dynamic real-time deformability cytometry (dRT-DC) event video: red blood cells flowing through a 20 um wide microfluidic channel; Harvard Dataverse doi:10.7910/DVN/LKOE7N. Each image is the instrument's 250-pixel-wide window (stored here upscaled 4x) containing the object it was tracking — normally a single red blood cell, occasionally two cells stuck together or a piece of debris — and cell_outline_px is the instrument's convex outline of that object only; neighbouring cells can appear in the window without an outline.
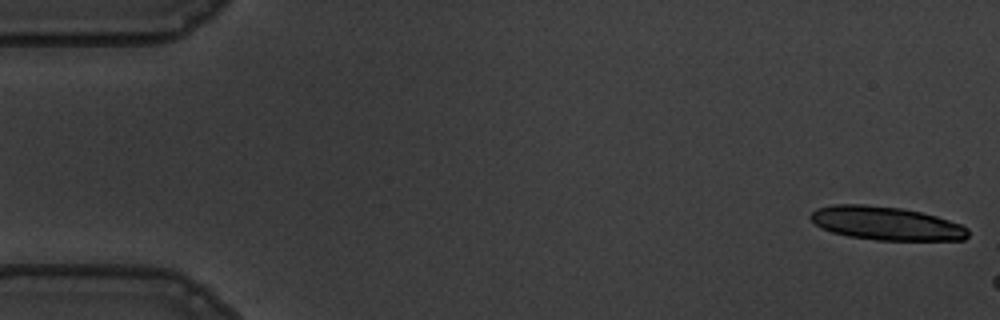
{"species": "common noctule bat (a hibernating species)", "species_latin": "Nyctalus noctula", "temperature_condition": "warm", "stored_images_in_passage": 7, "camera_frame_rate_fps": 3000, "um_per_image_px": 0.085, "animal": {"sex": "male", "body_mass_g": 19.5, "forearm_length_mm": 54.6}, "frame": {"image": 1, "passage_image": 1, "time_ms": 0.0, "image_size_px": [1000, 320], "cell_outline_px": [[968, 236], [964, 240], [876, 240], [848, 236], [832, 232], [820, 228], [808, 216], [816, 208], [832, 204], [864, 204], [900, 208], [920, 212], [936, 216], [960, 224], [968, 228]], "centroid_in_image_um": [75.29, 18.98], "position_along_channel_um": 9.7, "area_um2": 30.75}}